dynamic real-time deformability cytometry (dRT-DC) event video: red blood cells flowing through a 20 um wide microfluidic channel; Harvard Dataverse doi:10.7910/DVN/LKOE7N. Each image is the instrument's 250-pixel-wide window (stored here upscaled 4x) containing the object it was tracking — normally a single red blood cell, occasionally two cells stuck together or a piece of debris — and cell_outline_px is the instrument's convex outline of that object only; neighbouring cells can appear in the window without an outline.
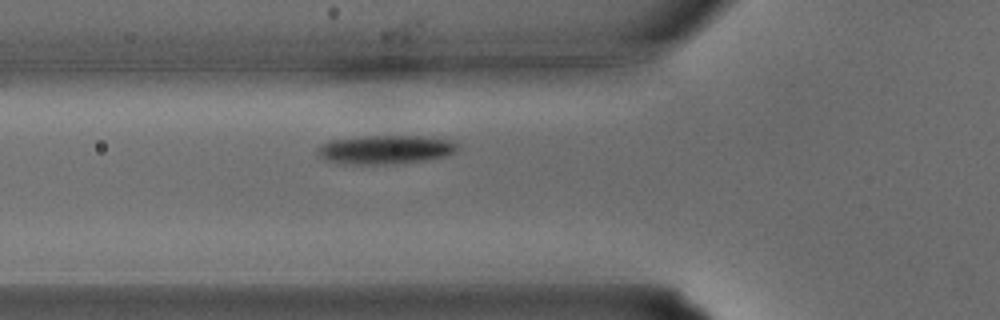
{"species": "common noctule bat (a hibernating species)", "species_latin": "Nyctalus noctula", "temperature_condition": "warm", "stored_images_in_passage": 26, "camera_frame_rate_fps": 3000, "um_per_image_px": 0.085, "animal": {"sex": "male", "body_mass_g": 15.6}, "frame": {"image": 1, "passage_image": 7, "time_ms": 2.0, "image_size_px": [1000, 320], "cell_outline_px": [[460, 148], [456, 152], [444, 156], [428, 160], [400, 164], [336, 164], [324, 160], [316, 156], [316, 148], [320, 144], [328, 140], [356, 136], [420, 136], [448, 140], [460, 144]], "centroid_in_image_um": [32.68, 12.73], "position_along_channel_um": 93.1, "area_um2": 24.28}}
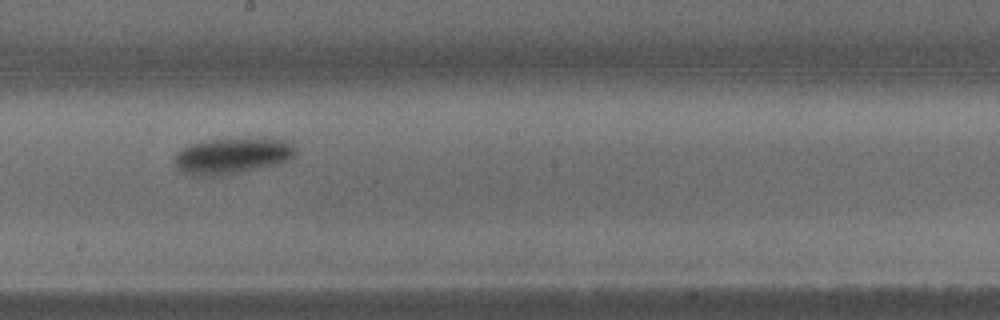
{"frame": {"image": 2, "passage_image": 14, "time_ms": 4.333, "image_size_px": [1000, 320], "cell_outline_px": [[296, 152], [288, 160], [280, 164], [220, 176], [192, 176], [180, 172], [176, 168], [176, 152], [188, 144], [212, 140], [288, 140], [296, 148]], "centroid_in_image_um": [19.69, 13.29], "position_along_channel_um": 228.5, "area_um2": 25.03}}
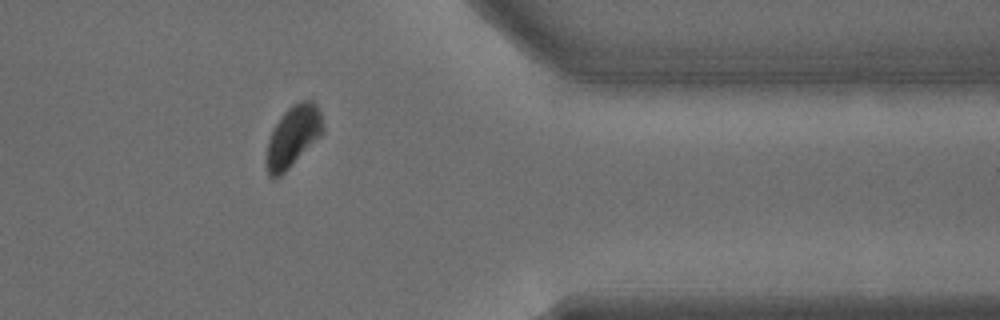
{"frame": {"image": 3, "passage_image": 23, "time_ms": 7.333, "image_size_px": [1000, 320], "cell_outline_px": [[324, 132], [280, 176], [272, 180], [268, 176], [268, 140], [280, 116], [292, 104], [300, 100], [312, 100], [316, 104], [320, 112], [324, 124]], "centroid_in_image_um": [24.94, 11.54], "position_along_channel_um": 386.5, "area_um2": 19.71}}